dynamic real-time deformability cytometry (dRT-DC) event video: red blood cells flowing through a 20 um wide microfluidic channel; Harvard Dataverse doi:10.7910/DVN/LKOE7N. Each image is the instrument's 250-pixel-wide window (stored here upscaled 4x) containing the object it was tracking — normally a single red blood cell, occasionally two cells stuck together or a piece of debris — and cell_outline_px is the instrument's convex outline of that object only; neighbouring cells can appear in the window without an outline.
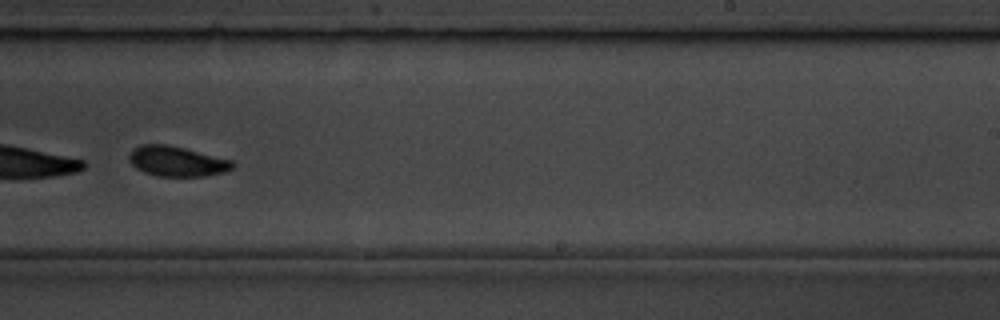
{"species": "common noctule bat (a hibernating species)", "species_latin": "Nyctalus noctula", "temperature_condition": "room temperature", "stored_images_in_passage": 56, "camera_frame_rate_fps": 3000, "um_per_image_px": 0.085, "animal": {"sex": "male", "body_mass_g": 19.5, "forearm_length_mm": 54.6}, "frame": {"image": 1, "passage_image": 36, "time_ms": 11.667, "image_size_px": [1000, 320], "cell_outline_px": [[236, 164], [232, 168], [224, 172], [204, 176], [156, 176], [144, 172], [136, 168], [128, 160], [128, 156], [132, 148], [140, 144], [168, 144], [232, 160]], "centroid_in_image_um": [15.0, 13.7], "position_along_channel_um": 274.0, "area_um2": 18.26}}